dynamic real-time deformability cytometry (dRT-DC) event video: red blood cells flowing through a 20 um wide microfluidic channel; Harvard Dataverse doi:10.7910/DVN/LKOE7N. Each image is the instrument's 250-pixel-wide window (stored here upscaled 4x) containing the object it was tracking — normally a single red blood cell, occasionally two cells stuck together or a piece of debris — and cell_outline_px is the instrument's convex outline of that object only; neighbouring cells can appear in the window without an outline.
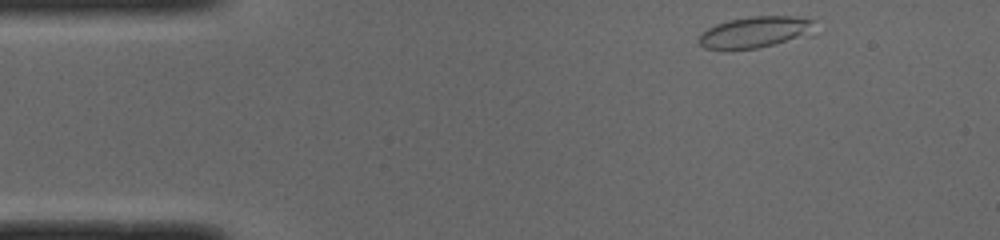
{"species": "common noctule bat (a hibernating species)", "species_latin": "Nyctalus noctula", "temperature_condition": "cold", "stored_images_in_passage": 7, "camera_frame_rate_fps": 3000, "um_per_image_px": 0.085, "animal": {"sex": "male", "body_mass_g": 19.0, "forearm_length_mm": 50.8}, "frame": {"image": 1, "passage_image": 1, "time_ms": 0.0, "image_size_px": [1000, 240], "cell_outline_px": [[816, 36], [756, 48], [704, 48], [700, 44], [700, 36], [708, 28], [716, 24], [728, 20], [752, 16], [792, 16], [812, 20]], "centroid_in_image_um": [64.33, 2.72], "position_along_channel_um": 20.7, "area_um2": 21.15}}